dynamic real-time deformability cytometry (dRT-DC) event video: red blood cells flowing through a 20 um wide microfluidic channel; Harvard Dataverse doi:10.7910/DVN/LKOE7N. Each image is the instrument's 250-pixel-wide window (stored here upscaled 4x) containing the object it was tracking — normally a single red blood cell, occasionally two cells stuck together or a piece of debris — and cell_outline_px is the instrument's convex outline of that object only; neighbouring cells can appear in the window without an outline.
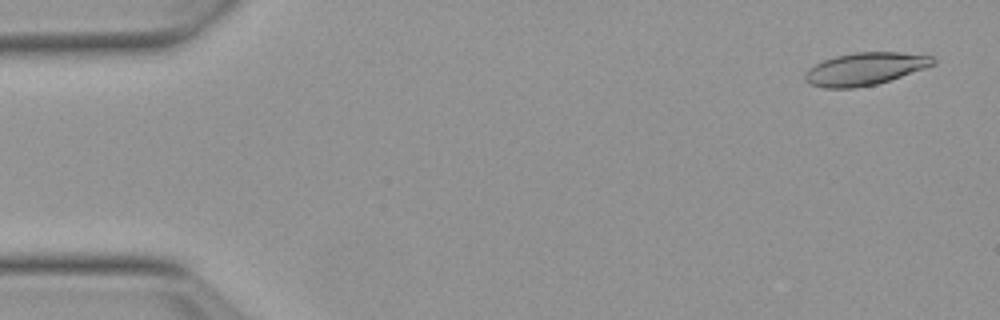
{"species": "Egyptian fruit bat (a non-hibernating species)", "species_latin": "Rousettus aegyptiacus", "temperature_condition": "warm", "stored_images_in_passage": 53, "camera_frame_rate_fps": 3000, "um_per_image_px": 0.085, "animal": {"sex": "female"}, "frame": {"image": 1, "passage_image": 2, "time_ms": 0.333, "image_size_px": [1000, 320], "cell_outline_px": [[936, 64], [876, 84], [852, 88], [824, 88], [812, 84], [804, 80], [804, 76], [808, 68], [824, 60], [836, 56], [856, 52], [900, 52], [932, 56], [936, 60]], "centroid_in_image_um": [73.52, 5.84], "position_along_channel_um": 11.5, "area_um2": 23.99}}
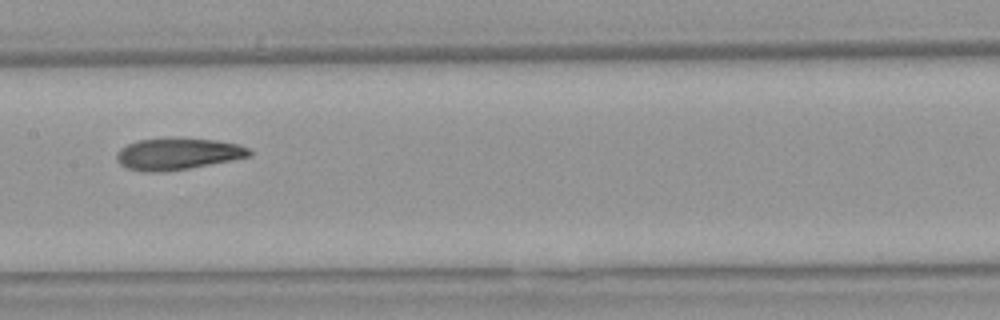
{"frame": {"image": 2, "passage_image": 26, "time_ms": 8.333, "image_size_px": [1000, 320], "cell_outline_px": [[252, 156], [232, 160], [188, 168], [156, 172], [148, 172], [128, 168], [120, 164], [116, 160], [116, 152], [120, 148], [136, 140], [168, 136], [216, 140], [236, 144], [248, 148], [252, 152]], "centroid_in_image_um": [15.07, 13.04], "position_along_channel_um": 192.3, "area_um2": 24.8}}
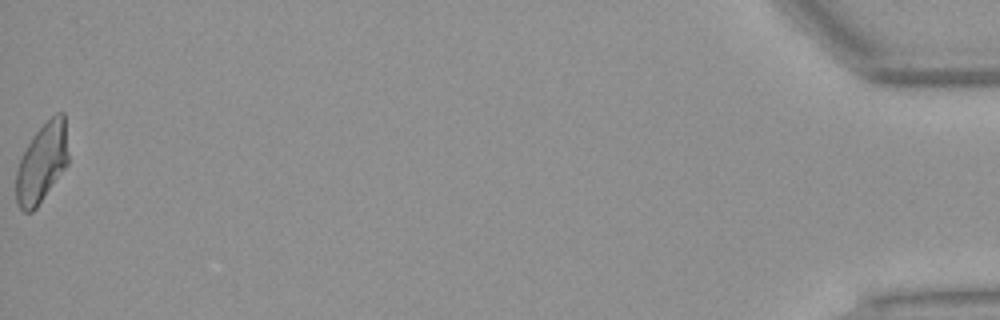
{"frame": {"image": 3, "passage_image": 53, "time_ms": 17.333, "image_size_px": [1000, 320], "cell_outline_px": [[68, 164], [36, 208], [32, 212], [24, 212], [20, 208], [16, 200], [16, 172], [20, 160], [32, 136], [56, 112], [64, 112], [68, 152]], "centroid_in_image_um": [3.57, 13.85], "position_along_channel_um": 431.6, "area_um2": 23.87}, "authors_computed_cell_mechanics": {"area_um2": 24.2182, "velocity_mm_per_s": 3.8177, "shape_relaxation_time_tau1_ms": null, "shape_relaxation_time_tau2_ms": 2.797, "deformation_change_tau1": null, "deformation_change_tau2": 0.108}}